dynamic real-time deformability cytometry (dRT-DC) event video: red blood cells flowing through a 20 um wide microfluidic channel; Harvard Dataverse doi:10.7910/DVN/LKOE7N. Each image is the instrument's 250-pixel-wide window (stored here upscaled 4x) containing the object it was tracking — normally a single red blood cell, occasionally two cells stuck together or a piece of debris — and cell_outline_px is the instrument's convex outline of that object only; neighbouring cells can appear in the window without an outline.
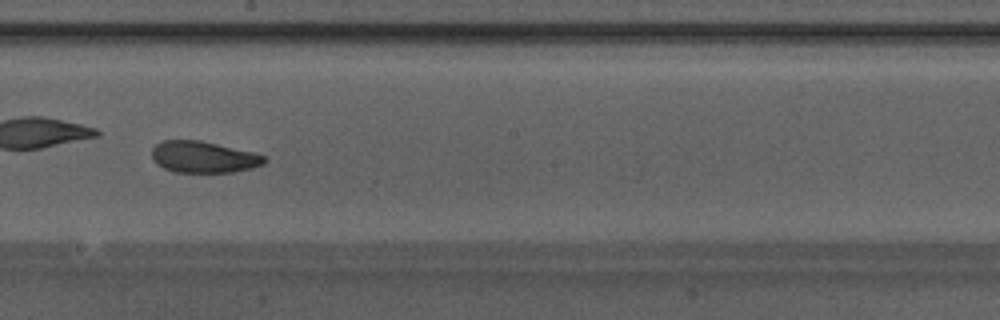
{"species": "Egyptian fruit bat (a non-hibernating species)", "species_latin": "Rousettus aegyptiacus", "temperature_condition": "warm", "stored_images_in_passage": 50, "camera_frame_rate_fps": 3000, "um_per_image_px": 0.085, "animal": {"sex": "male"}, "frame": {"image": 1, "passage_image": 29, "time_ms": 9.333, "image_size_px": [1000, 320], "cell_outline_px": [[268, 160], [264, 164], [252, 168], [232, 172], [176, 172], [164, 168], [156, 164], [152, 160], [152, 148], [160, 140], [200, 140], [252, 152], [264, 156]], "centroid_in_image_um": [17.27, 13.34], "position_along_channel_um": 230.9, "area_um2": 20.69}, "authors_computed_cell_mechanics": {"area_um2": 21.8773, "velocity_mm_per_s": 4.2172, "shape_relaxation_time_tau1_ms": 5.0499, "shape_relaxation_time_tau2_ms": 1.9273, "deformation_change_tau1": 0.1505, "deformation_change_tau2": 0.0792}}